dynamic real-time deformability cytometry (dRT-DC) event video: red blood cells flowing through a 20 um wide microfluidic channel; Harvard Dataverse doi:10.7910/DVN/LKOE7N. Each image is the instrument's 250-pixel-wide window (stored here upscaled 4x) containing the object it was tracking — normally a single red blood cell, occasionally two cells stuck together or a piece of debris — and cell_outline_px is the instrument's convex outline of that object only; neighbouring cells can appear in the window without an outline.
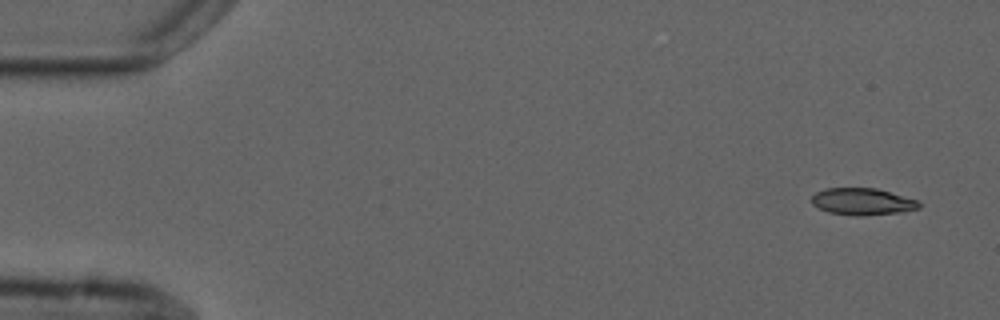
{"species": "common noctule bat (a hibernating species)", "species_latin": "Nyctalus noctula", "temperature_condition": "cold", "stored_images_in_passage": 4, "camera_frame_rate_fps": 3000, "um_per_image_px": 0.085, "animal": {"sex": "male", "forearm_length_mm": 52.5}, "frame": {"image": 1, "passage_image": 1, "time_ms": 0.0, "image_size_px": [1000, 320], "cell_outline_px": [[920, 208], [904, 212], [860, 216], [856, 216], [828, 212], [812, 204], [812, 196], [816, 192], [824, 188], [876, 188], [920, 200]], "centroid_in_image_um": [73.35, 17.13], "position_along_channel_um": 11.7, "area_um2": 16.99}}
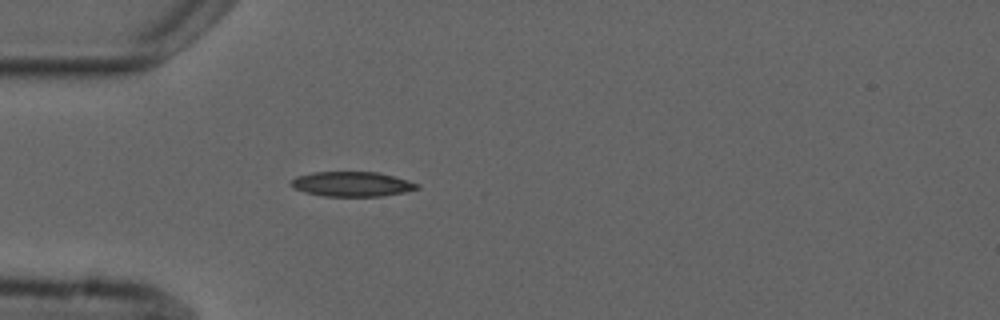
{"frame": {"image": 2, "passage_image": 4, "time_ms": 4.333, "image_size_px": [1000, 320], "cell_outline_px": [[420, 188], [404, 192], [380, 196], [324, 196], [304, 192], [288, 184], [296, 176], [312, 172], [380, 172], [408, 180], [420, 184]], "centroid_in_image_um": [29.93, 15.64], "position_along_channel_um": 55.1, "area_um2": 18.26}}